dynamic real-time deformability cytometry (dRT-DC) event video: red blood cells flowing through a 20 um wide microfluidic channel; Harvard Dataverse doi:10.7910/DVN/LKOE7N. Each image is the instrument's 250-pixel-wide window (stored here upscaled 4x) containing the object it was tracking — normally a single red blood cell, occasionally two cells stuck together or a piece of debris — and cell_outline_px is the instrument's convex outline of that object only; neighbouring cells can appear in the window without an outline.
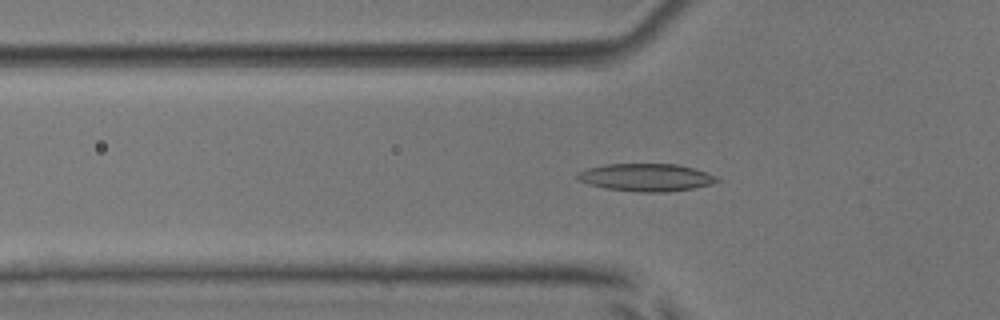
{"species": "common noctule bat (a hibernating species)", "species_latin": "Nyctalus noctula", "temperature_condition": "room temperature", "stored_images_in_passage": 53, "camera_frame_rate_fps": 3000, "um_per_image_px": 0.085, "animal": {"sex": "male", "body_mass_g": 17.9, "forearm_length_mm": 54.2}, "frame": {"image": 1, "passage_image": 17, "time_ms": 5.333, "image_size_px": [1000, 320], "cell_outline_px": [[720, 180], [712, 184], [692, 188], [668, 192], [640, 192], [604, 188], [588, 184], [580, 180], [576, 176], [576, 172], [588, 168], [604, 164], [676, 164], [696, 168], [716, 176]], "centroid_in_image_um": [54.92, 15.07], "position_along_channel_um": 70.9, "area_um2": 22.54}}
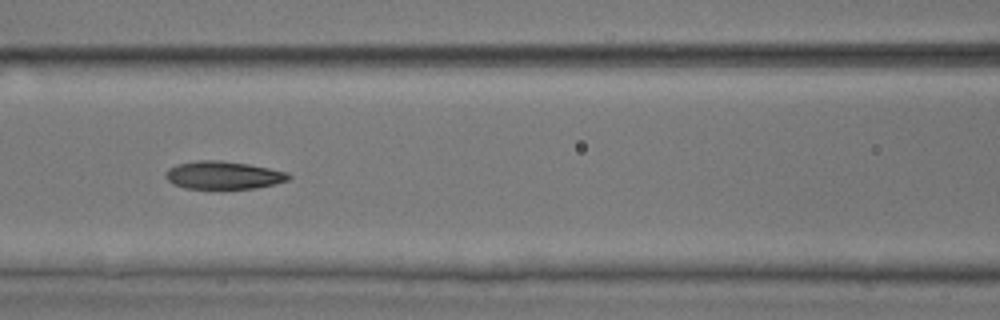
{"frame": {"image": 2, "passage_image": 23, "time_ms": 7.333, "image_size_px": [1000, 320], "cell_outline_px": [[292, 176], [288, 180], [256, 188], [184, 188], [172, 184], [164, 176], [168, 168], [176, 164], [196, 160], [220, 160], [248, 164], [288, 172]], "centroid_in_image_um": [18.95, 14.88], "position_along_channel_um": 147.7, "area_um2": 19.94}}
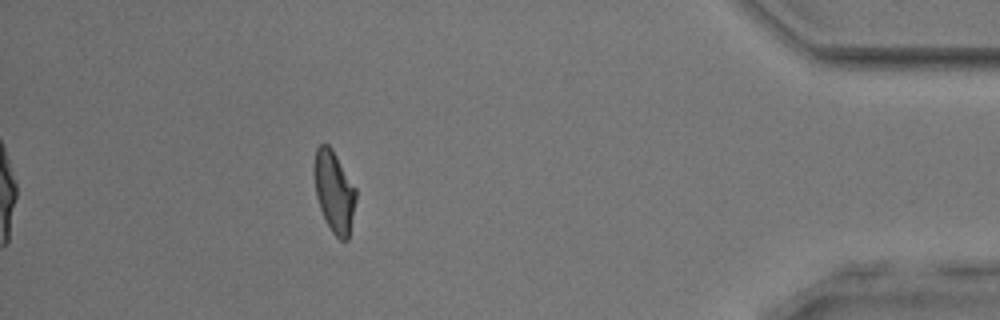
{"frame": {"image": 3, "passage_image": 47, "time_ms": 15.333, "image_size_px": [1000, 320], "cell_outline_px": [[356, 200], [348, 240], [340, 240], [332, 232], [320, 208], [316, 196], [312, 172], [316, 148], [320, 144], [328, 144], [332, 148], [356, 188]], "centroid_in_image_um": [28.39, 16.25], "position_along_channel_um": 406.8, "area_um2": 19.94}, "authors_computed_cell_mechanics": {"area_um2": 20.4612, "velocity_mm_per_s": 3.8418, "shape_relaxation_time_tau1_ms": 3.4343, "shape_relaxation_time_tau2_ms": 1.963, "deformation_change_tau1": 0.1601, "deformation_change_tau2": 0.0966}}